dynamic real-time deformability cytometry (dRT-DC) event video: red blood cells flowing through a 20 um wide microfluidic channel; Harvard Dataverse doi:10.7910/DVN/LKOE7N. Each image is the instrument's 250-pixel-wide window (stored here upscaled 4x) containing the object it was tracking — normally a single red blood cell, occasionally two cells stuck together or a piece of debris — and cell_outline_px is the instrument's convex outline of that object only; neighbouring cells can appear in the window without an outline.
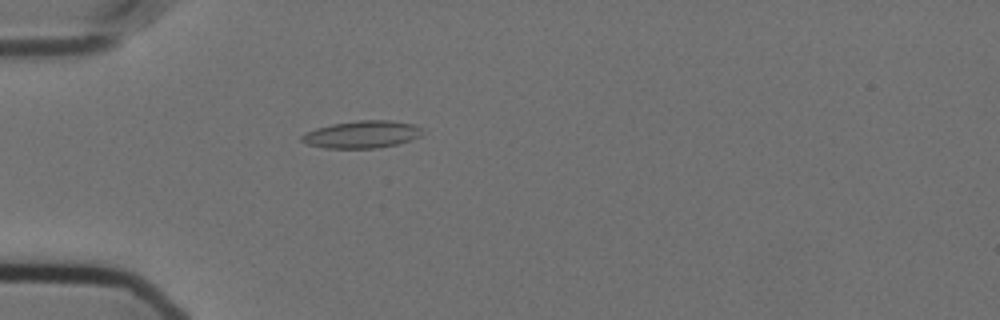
{"species": "Egyptian fruit bat (a non-hibernating species)", "species_latin": "Rousettus aegyptiacus", "temperature_condition": "cold", "stored_images_in_passage": 28, "camera_frame_rate_fps": 3000, "um_per_image_px": 0.085, "animal": {"sex": "female"}, "frame": {"image": 1, "passage_image": 17, "time_ms": 5.333, "image_size_px": [1000, 320], "cell_outline_px": [[420, 136], [396, 144], [376, 148], [324, 148], [308, 144], [300, 140], [300, 136], [316, 128], [332, 124], [360, 120], [392, 120], [412, 124], [420, 128]], "centroid_in_image_um": [30.72, 11.42], "position_along_channel_um": 54.3, "area_um2": 18.9}}
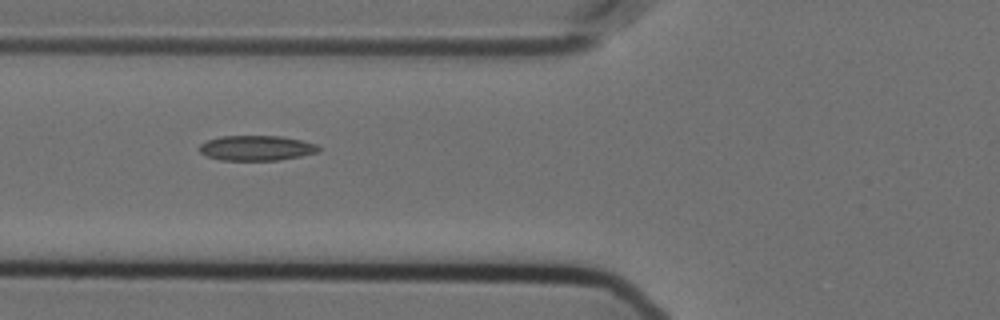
{"frame": {"image": 2, "passage_image": 22, "time_ms": 7.0, "image_size_px": [1000, 320], "cell_outline_px": [[320, 152], [300, 156], [276, 160], [220, 160], [208, 156], [200, 152], [200, 144], [208, 140], [220, 136], [280, 136], [300, 140], [316, 144], [320, 148]], "centroid_in_image_um": [21.81, 12.58], "position_along_channel_um": 104.0, "area_um2": 17.28}}
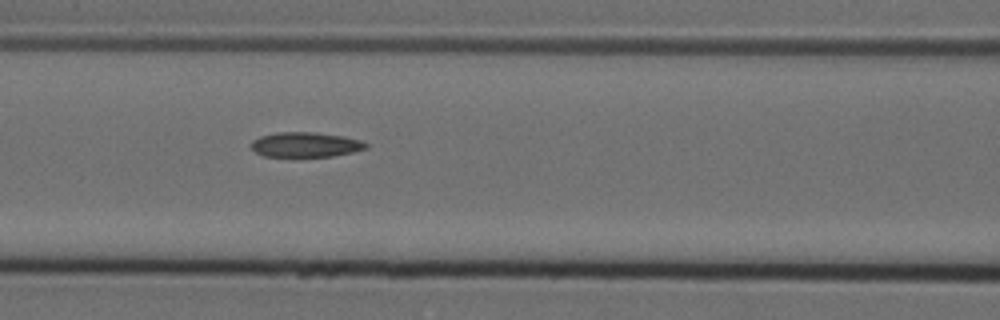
{"frame": {"image": 3, "passage_image": 25, "time_ms": 8.0, "image_size_px": [1000, 320], "cell_outline_px": [[368, 148], [352, 152], [332, 156], [296, 160], [264, 156], [256, 152], [252, 148], [252, 140], [260, 136], [276, 132], [316, 132], [344, 136], [360, 140], [368, 144]], "centroid_in_image_um": [25.94, 12.34], "position_along_channel_um": 140.7, "area_um2": 17.57}}